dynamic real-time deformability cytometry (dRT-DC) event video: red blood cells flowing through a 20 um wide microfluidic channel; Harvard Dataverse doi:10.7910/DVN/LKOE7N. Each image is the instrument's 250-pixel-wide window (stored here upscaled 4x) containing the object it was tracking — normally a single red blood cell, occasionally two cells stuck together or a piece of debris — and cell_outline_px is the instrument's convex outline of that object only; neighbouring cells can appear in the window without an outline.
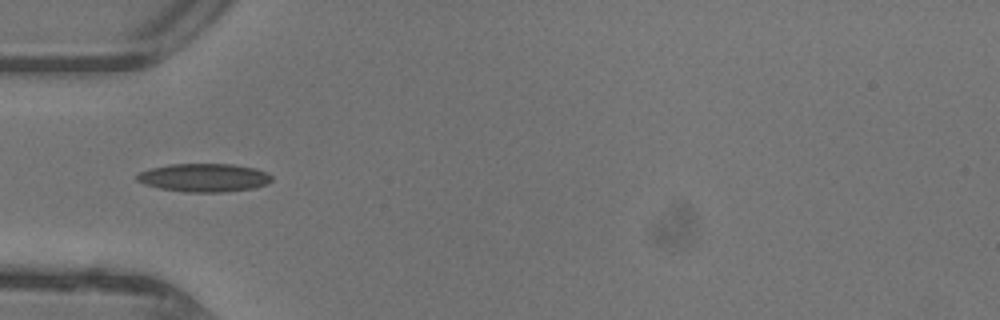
{"species": "common noctule bat (a hibernating species)", "species_latin": "Nyctalus noctula", "temperature_condition": "warm", "stored_images_in_passage": 34, "camera_frame_rate_fps": 3000, "um_per_image_px": 0.085, "animal": {"sex": "female"}, "frame": {"image": 1, "passage_image": 3, "time_ms": 0.667, "image_size_px": [1000, 320], "cell_outline_px": [[272, 180], [268, 184], [252, 188], [220, 192], [184, 192], [160, 188], [144, 184], [136, 180], [136, 176], [140, 172], [152, 168], [172, 164], [232, 164], [256, 168], [268, 172], [272, 176]], "centroid_in_image_um": [17.37, 15.1], "position_along_channel_um": 67.6, "area_um2": 22.2}}
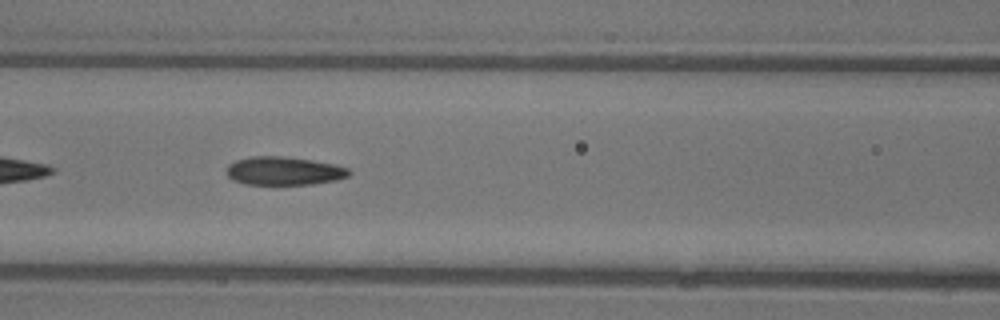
{"frame": {"image": 2, "passage_image": 8, "time_ms": 2.333, "image_size_px": [1000, 320], "cell_outline_px": [[352, 172], [348, 176], [336, 180], [312, 184], [244, 184], [232, 180], [228, 176], [228, 164], [236, 160], [252, 156], [280, 156], [312, 160], [332, 164], [348, 168]], "centroid_in_image_um": [24.13, 14.53], "position_along_channel_um": 142.5, "area_um2": 20.11}}
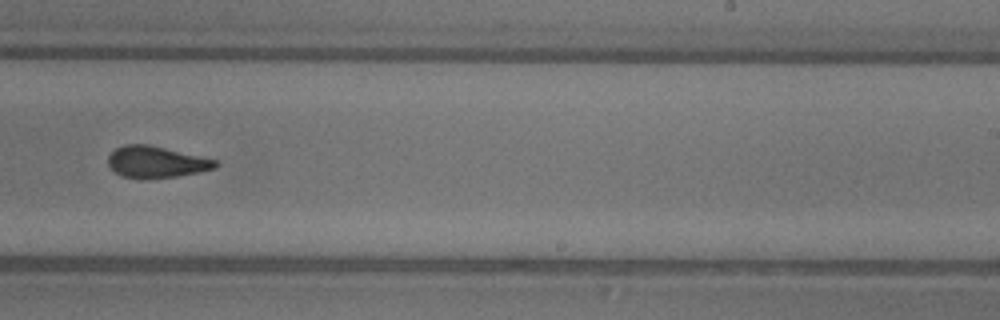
{"frame": {"image": 3, "passage_image": 17, "time_ms": 5.333, "image_size_px": [1000, 320], "cell_outline_px": [[220, 164], [216, 168], [200, 172], [176, 176], [120, 176], [108, 164], [108, 156], [116, 148], [124, 144], [148, 144], [220, 160]], "centroid_in_image_um": [13.35, 13.72], "position_along_channel_um": 275.6, "area_um2": 19.31}, "authors_computed_cell_mechanics": {"area_um2": 20.1144, "velocity_mm_per_s": 4.4603, "shape_relaxation_time_tau1_ms": 4.4972, "shape_relaxation_time_tau2_ms": 1.6788, "deformation_change_tau1": 0.1779, "deformation_change_tau2": 0.0946}}